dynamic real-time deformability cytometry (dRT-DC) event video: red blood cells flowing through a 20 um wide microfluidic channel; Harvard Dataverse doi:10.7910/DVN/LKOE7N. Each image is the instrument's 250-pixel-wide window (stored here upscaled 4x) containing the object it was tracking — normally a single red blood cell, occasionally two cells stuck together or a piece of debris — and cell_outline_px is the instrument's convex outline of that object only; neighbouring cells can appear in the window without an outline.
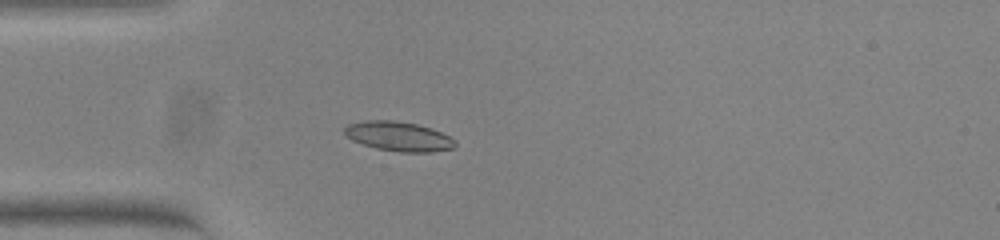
{"species": "common noctule bat (a hibernating species)", "species_latin": "Nyctalus noctula", "temperature_condition": "warm", "stored_images_in_passage": 39, "camera_frame_rate_fps": 3000, "um_per_image_px": 0.085, "animal": {"sex": "female", "body_mass_g": 23.0, "forearm_length_mm": 53.4}, "frame": {"image": 1, "passage_image": 1, "time_ms": 0.0, "image_size_px": [1000, 240], "cell_outline_px": [[456, 148], [432, 152], [400, 152], [376, 148], [352, 140], [344, 136], [344, 128], [348, 124], [364, 120], [392, 120], [416, 124], [432, 128], [456, 140]], "centroid_in_image_um": [33.88, 11.59], "position_along_channel_um": 51.1, "area_um2": 19.13}}
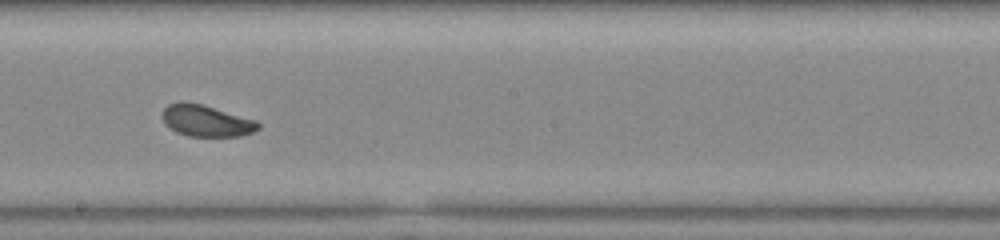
{"frame": {"image": 2, "passage_image": 16, "time_ms": 5.0, "image_size_px": [1000, 240], "cell_outline_px": [[260, 128], [252, 132], [240, 136], [188, 136], [176, 132], [164, 120], [164, 108], [168, 104], [180, 100], [184, 100], [204, 104], [256, 120], [260, 124]], "centroid_in_image_um": [17.56, 10.24], "position_along_channel_um": 230.6, "area_um2": 17.63}}
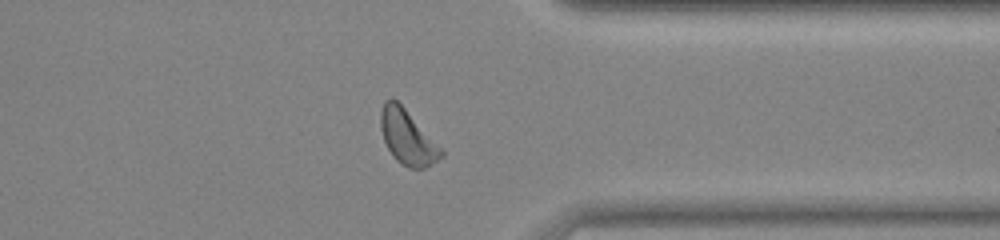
{"frame": {"image": 3, "passage_image": 28, "time_ms": 9.0, "image_size_px": [1000, 240], "cell_outline_px": [[444, 156], [424, 168], [408, 168], [400, 164], [396, 160], [388, 148], [384, 140], [380, 128], [380, 112], [384, 100], [392, 96], [404, 108], [444, 152]], "centroid_in_image_um": [34.59, 11.66], "position_along_channel_um": 376.8, "area_um2": 18.9}, "authors_computed_cell_mechanics": {"area_um2": 18.3804, "velocity_mm_per_s": 3.7994, "shape_relaxation_time_tau1_ms": 1.8842, "shape_relaxation_time_tau2_ms": 2.9952, "deformation_change_tau1": 0.1087, "deformation_change_tau2": 0.0811}}